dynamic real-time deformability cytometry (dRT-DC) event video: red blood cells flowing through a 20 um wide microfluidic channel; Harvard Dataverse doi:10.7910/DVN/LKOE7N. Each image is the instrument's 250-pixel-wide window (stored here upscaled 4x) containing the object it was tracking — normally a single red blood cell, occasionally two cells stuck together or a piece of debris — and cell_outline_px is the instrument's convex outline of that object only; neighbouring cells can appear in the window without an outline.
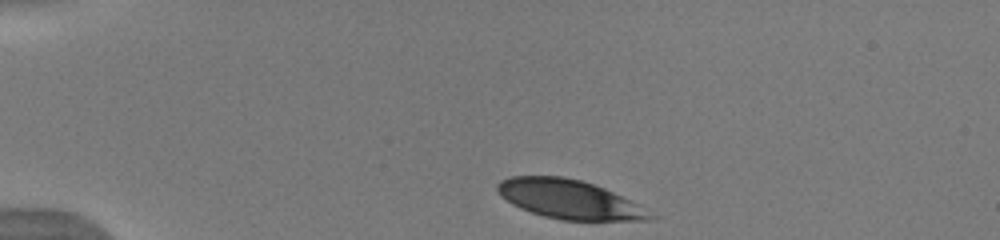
{"species": "human", "species_latin": "Homo sapiens", "temperature_condition": "warm", "stored_images_in_passage": 19, "camera_frame_rate_fps": 3000, "um_per_image_px": 0.085, "donor": {"sex": "male"}, "frame": {"image": 1, "passage_image": 1, "time_ms": 0.0, "image_size_px": [1000, 240], "cell_outline_px": [[660, 216], [652, 220], [560, 220], [544, 216], [520, 208], [512, 204], [500, 196], [496, 188], [496, 184], [500, 180], [512, 176], [564, 176], [580, 180], [604, 188], [640, 204]], "centroid_in_image_um": [48.43, 16.95], "position_along_channel_um": 36.6, "area_um2": 34.97}}
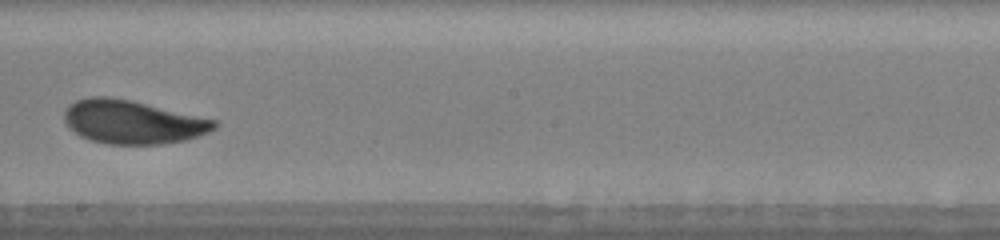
{"frame": {"image": 2, "passage_image": 14, "time_ms": 4.333, "image_size_px": [1000, 240], "cell_outline_px": [[220, 124], [216, 128], [208, 132], [184, 140], [160, 144], [108, 144], [88, 140], [80, 136], [68, 128], [64, 120], [64, 112], [76, 100], [92, 96], [112, 96], [216, 120]], "centroid_in_image_um": [11.24, 10.37], "position_along_channel_um": 237.0, "area_um2": 37.92}}
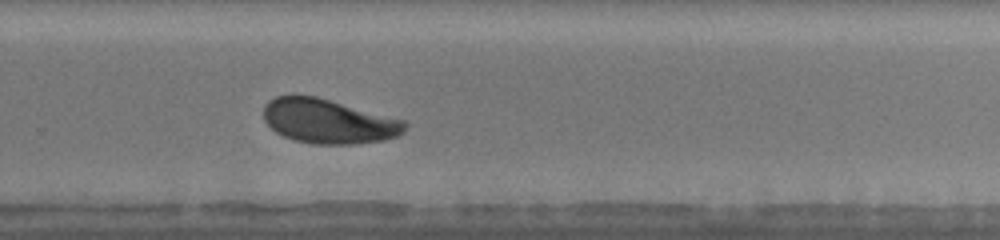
{"frame": {"image": 3, "passage_image": 19, "time_ms": 6.0, "image_size_px": [1000, 240], "cell_outline_px": [[408, 128], [400, 136], [384, 140], [352, 144], [312, 144], [292, 140], [276, 132], [264, 120], [264, 104], [268, 100], [276, 96], [292, 92], [296, 92], [316, 96], [404, 120], [408, 124]], "centroid_in_image_um": [27.89, 10.28], "position_along_channel_um": 301.9, "area_um2": 37.28}}